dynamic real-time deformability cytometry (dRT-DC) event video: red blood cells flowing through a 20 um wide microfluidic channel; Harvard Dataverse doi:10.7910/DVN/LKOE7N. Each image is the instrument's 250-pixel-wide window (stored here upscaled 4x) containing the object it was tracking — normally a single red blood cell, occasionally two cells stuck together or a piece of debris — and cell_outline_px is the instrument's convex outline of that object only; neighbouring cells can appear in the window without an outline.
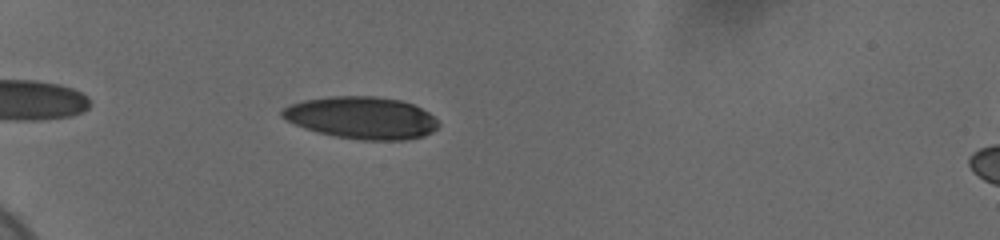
{"species": "human", "species_latin": "Homo sapiens", "temperature_condition": "cold", "stored_images_in_passage": 40, "camera_frame_rate_fps": 3000, "um_per_image_px": 0.085, "donor": {"sex": "female"}, "frame": {"image": 1, "passage_image": 6, "time_ms": 1.667, "image_size_px": [1000, 240], "cell_outline_px": [[440, 124], [432, 132], [424, 136], [404, 140], [364, 140], [336, 136], [304, 128], [280, 116], [280, 112], [288, 104], [304, 100], [328, 96], [376, 96], [400, 100], [412, 104], [428, 112]], "centroid_in_image_um": [30.73, 10.0], "position_along_channel_um": 54.3, "area_um2": 38.26}}
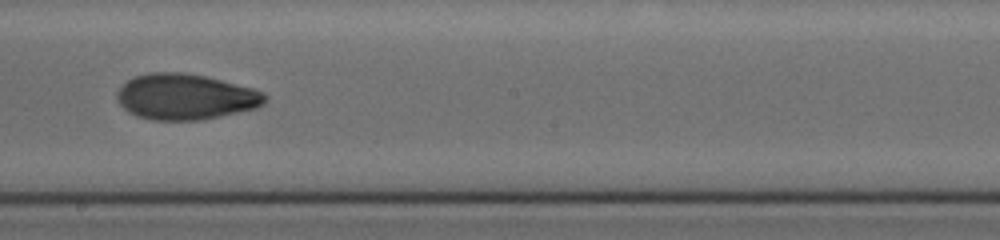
{"frame": {"image": 2, "passage_image": 23, "time_ms": 7.333, "image_size_px": [1000, 240], "cell_outline_px": [[268, 100], [264, 104], [256, 108], [220, 116], [200, 120], [152, 120], [136, 116], [128, 112], [120, 104], [116, 96], [116, 92], [128, 80], [136, 76], [148, 72], [184, 72], [204, 76], [252, 88], [264, 92], [268, 96]], "centroid_in_image_um": [15.77, 8.23], "position_along_channel_um": 232.4, "area_um2": 39.48}}
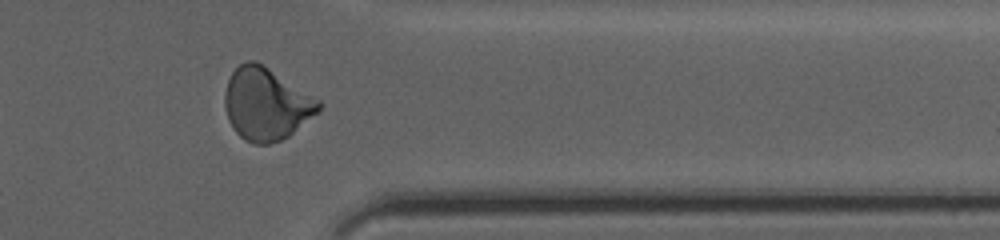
{"frame": {"image": 3, "passage_image": 36, "time_ms": 11.667, "image_size_px": [1000, 240], "cell_outline_px": [[320, 108], [316, 112], [288, 136], [280, 140], [268, 144], [256, 144], [244, 140], [232, 128], [228, 120], [224, 104], [224, 92], [228, 80], [232, 72], [240, 64], [248, 60], [256, 60], [320, 100]], "centroid_in_image_um": [22.57, 8.83], "position_along_channel_um": 388.8, "area_um2": 39.13}, "authors_computed_cell_mechanics": {"area_um2": 38.2925, "velocity_mm_per_s": 3.6791, "shape_relaxation_time_tau1_ms": 5.7639, "shape_relaxation_time_tau2_ms": 1.9464, "deformation_change_tau1": 0.178, "deformation_change_tau2": 0.0694}}